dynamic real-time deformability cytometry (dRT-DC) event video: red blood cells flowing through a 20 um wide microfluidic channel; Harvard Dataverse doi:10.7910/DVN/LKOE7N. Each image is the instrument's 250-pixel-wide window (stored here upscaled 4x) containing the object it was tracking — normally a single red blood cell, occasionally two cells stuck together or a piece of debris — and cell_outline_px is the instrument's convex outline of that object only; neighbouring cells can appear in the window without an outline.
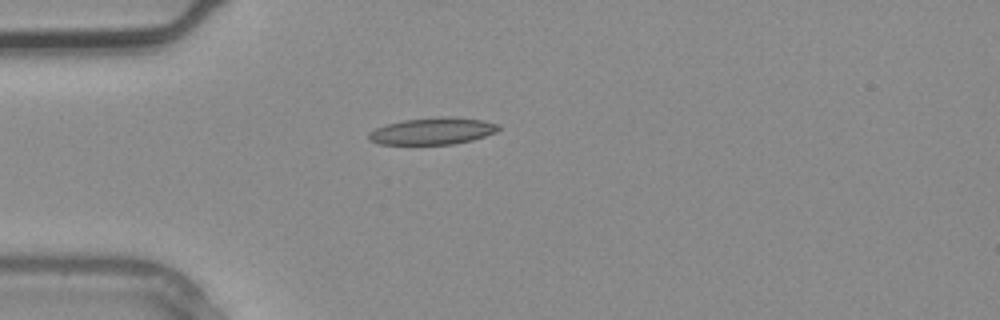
{"species": "common noctule bat (a hibernating species)", "species_latin": "Nyctalus noctula", "temperature_condition": "warm", "stored_images_in_passage": 2, "camera_frame_rate_fps": 3000, "um_per_image_px": 0.085, "animal": {"sex": "male", "body_mass_g": 20.4}, "frame": {"image": 1, "passage_image": 2, "time_ms": 0.333, "image_size_px": [1000, 320], "cell_outline_px": [[500, 128], [496, 132], [472, 140], [452, 144], [380, 144], [368, 140], [368, 132], [376, 128], [388, 124], [404, 120], [440, 116], [448, 116], [484, 120], [500, 124]], "centroid_in_image_um": [36.79, 11.13], "position_along_channel_um": 48.2, "area_um2": 20.35}}